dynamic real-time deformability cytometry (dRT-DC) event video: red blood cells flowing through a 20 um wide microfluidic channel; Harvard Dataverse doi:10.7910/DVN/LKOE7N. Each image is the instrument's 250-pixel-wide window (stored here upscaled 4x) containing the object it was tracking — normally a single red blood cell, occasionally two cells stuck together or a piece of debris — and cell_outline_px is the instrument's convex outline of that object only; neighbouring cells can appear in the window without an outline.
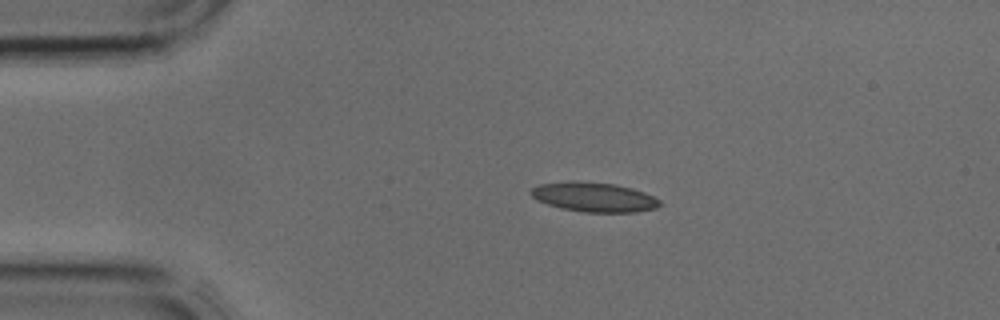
{"species": "common noctule bat (a hibernating species)", "species_latin": "Nyctalus noctula", "temperature_condition": "cold", "stored_images_in_passage": 2, "camera_frame_rate_fps": 3000, "um_per_image_px": 0.085, "animal": {"sex": "male", "body_mass_g": 17.9, "forearm_length_mm": 54.2}, "frame": {"image": 1, "passage_image": 1, "time_ms": 0.0, "image_size_px": [1000, 320], "cell_outline_px": [[660, 204], [656, 208], [636, 212], [584, 212], [560, 208], [536, 200], [528, 192], [532, 188], [540, 184], [576, 180], [612, 184], [632, 188], [644, 192], [660, 200]], "centroid_in_image_um": [50.46, 16.75], "position_along_channel_um": 34.5, "area_um2": 22.14}}